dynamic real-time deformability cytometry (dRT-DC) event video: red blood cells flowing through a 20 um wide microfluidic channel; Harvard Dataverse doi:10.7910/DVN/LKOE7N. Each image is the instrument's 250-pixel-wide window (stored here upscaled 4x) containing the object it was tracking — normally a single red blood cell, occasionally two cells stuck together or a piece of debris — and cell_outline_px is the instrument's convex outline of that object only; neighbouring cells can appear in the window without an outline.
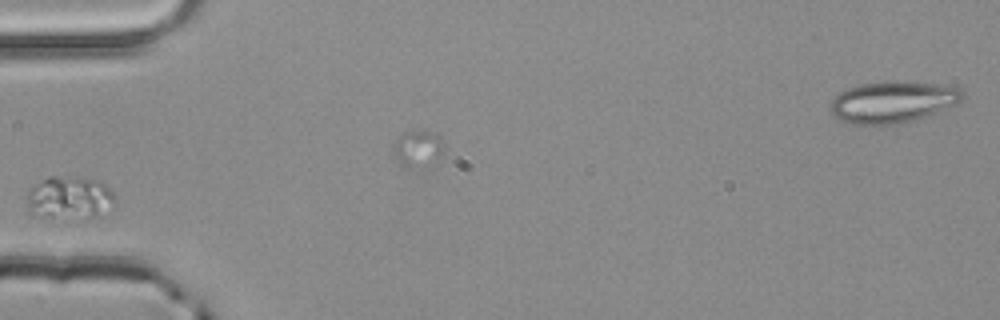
{"species": "common noctule bat (a hibernating species)", "species_latin": "Nyctalus noctula", "temperature_condition": "room temperature", "stored_images_in_passage": 2, "camera_frame_rate_fps": 3000, "um_per_image_px": 0.085, "animal": {"sex": "male", "body_mass_g": 20.4}, "frame": {"image": 1, "passage_image": 1, "time_ms": 0.0, "image_size_px": [1000, 320], "cell_outline_px": [[116, 208], [100, 216], [32, 216], [28, 212], [28, 188], [48, 176], [60, 176], [100, 180], [112, 192]], "centroid_in_image_um": [5.92, 16.79], "position_along_channel_um": 79.1, "area_um2": 21.91}}